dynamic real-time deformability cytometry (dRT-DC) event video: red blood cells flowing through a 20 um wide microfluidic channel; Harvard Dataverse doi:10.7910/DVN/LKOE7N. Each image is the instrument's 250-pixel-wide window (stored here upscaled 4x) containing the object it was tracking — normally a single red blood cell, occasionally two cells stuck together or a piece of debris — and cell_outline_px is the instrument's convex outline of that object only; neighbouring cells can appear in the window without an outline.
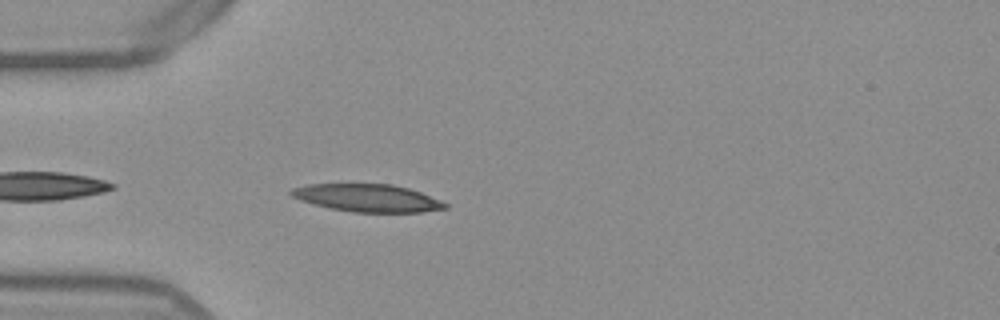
{"species": "Egyptian fruit bat (a non-hibernating species)", "species_latin": "Rousettus aegyptiacus", "temperature_condition": "warm", "stored_images_in_passage": 25, "camera_frame_rate_fps": 3000, "um_per_image_px": 0.085, "frame": {"image": 1, "passage_image": 2, "time_ms": 0.333, "image_size_px": [1000, 320], "cell_outline_px": [[448, 208], [424, 212], [352, 212], [328, 208], [300, 200], [292, 196], [288, 192], [292, 188], [308, 184], [392, 184], [408, 188], [420, 192], [440, 200], [448, 204]], "centroid_in_image_um": [31.23, 16.83], "position_along_channel_um": 53.8, "area_um2": 24.8}}
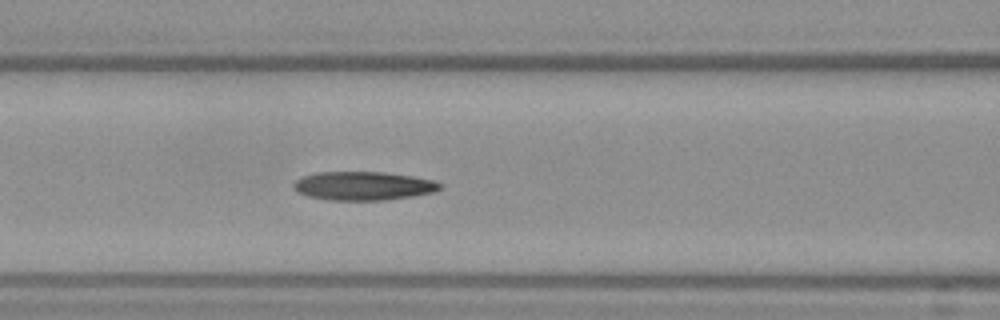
{"frame": {"image": 2, "passage_image": 9, "time_ms": 2.667, "image_size_px": [1000, 320], "cell_outline_px": [[444, 188], [432, 192], [412, 196], [384, 200], [328, 200], [308, 196], [296, 192], [292, 188], [292, 184], [300, 176], [316, 172], [384, 172], [412, 176], [432, 180], [444, 184]], "centroid_in_image_um": [30.85, 15.79], "position_along_channel_um": 135.8, "area_um2": 24.68}}
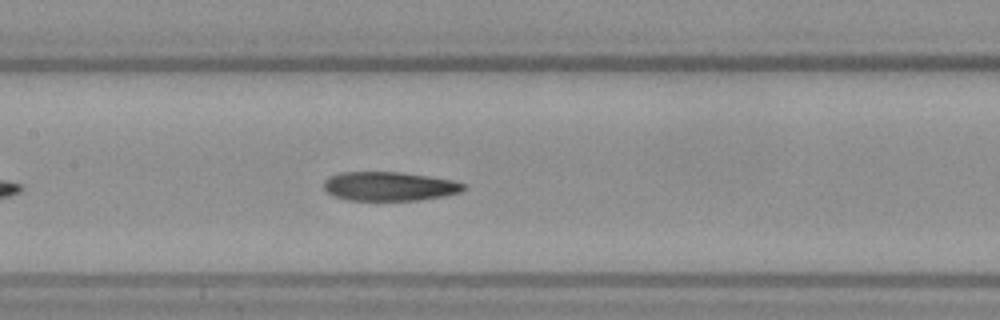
{"frame": {"image": 3, "passage_image": 12, "time_ms": 3.667, "image_size_px": [1000, 320], "cell_outline_px": [[464, 188], [460, 192], [444, 196], [420, 200], [348, 200], [336, 196], [328, 192], [324, 188], [324, 180], [328, 176], [340, 172], [400, 172], [428, 176], [452, 180], [464, 184]], "centroid_in_image_um": [33.07, 15.83], "position_along_channel_um": 174.3, "area_um2": 23.52}}